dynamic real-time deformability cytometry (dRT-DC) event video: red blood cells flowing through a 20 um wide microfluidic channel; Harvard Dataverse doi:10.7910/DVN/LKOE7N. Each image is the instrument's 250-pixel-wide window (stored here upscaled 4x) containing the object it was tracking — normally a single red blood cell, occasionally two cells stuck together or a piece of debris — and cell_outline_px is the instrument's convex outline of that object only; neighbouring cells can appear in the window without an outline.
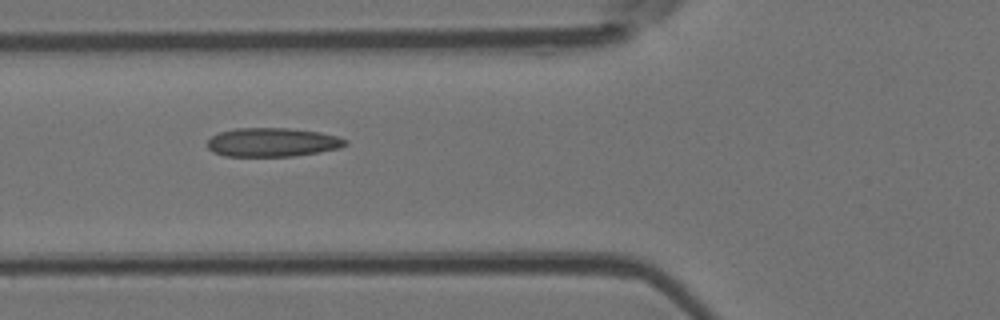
{"species": "Egyptian fruit bat (a non-hibernating species)", "species_latin": "Rousettus aegyptiacus", "temperature_condition": "room temperature", "stored_images_in_passage": 2, "camera_frame_rate_fps": 3000, "um_per_image_px": 0.085, "animal": {"sex": "female"}, "frame": {"image": 1, "passage_image": 2, "time_ms": 1.0, "image_size_px": [1000, 320], "cell_outline_px": [[348, 144], [340, 148], [292, 156], [224, 156], [212, 152], [208, 148], [208, 140], [212, 136], [220, 132], [236, 128], [288, 128], [320, 132], [336, 136], [348, 140]], "centroid_in_image_um": [23.15, 12.09], "position_along_channel_um": 102.7, "area_um2": 23.12}}